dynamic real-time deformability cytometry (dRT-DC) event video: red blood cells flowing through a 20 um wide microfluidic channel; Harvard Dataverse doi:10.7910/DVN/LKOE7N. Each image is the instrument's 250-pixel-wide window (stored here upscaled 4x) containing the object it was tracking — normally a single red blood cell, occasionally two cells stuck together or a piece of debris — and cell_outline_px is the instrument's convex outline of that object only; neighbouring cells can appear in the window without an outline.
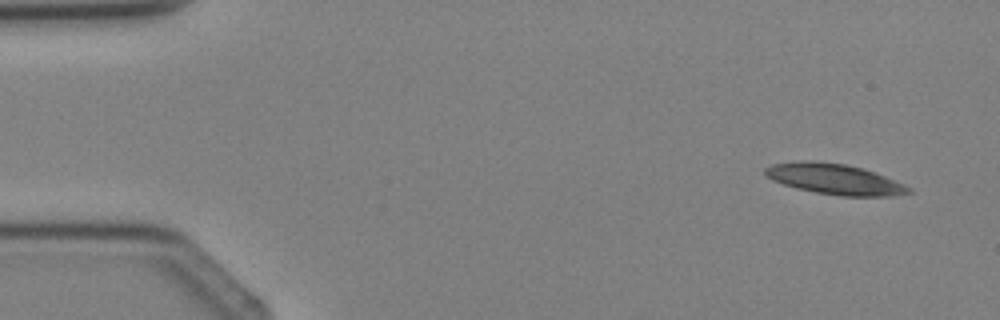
{"species": "Egyptian fruit bat (a non-hibernating species)", "species_latin": "Rousettus aegyptiacus", "temperature_condition": "cold", "stored_images_in_passage": 3, "camera_frame_rate_fps": 3000, "um_per_image_px": 0.085, "animal": {"sex": "female"}, "frame": {"image": 1, "passage_image": 1, "time_ms": 0.0, "image_size_px": [1000, 320], "cell_outline_px": [[912, 192], [892, 196], [840, 196], [816, 192], [796, 188], [772, 180], [764, 172], [764, 168], [772, 164], [800, 160], [808, 160], [844, 164], [864, 168], [904, 184], [912, 188]], "centroid_in_image_um": [70.94, 15.22], "position_along_channel_um": 14.1, "area_um2": 25.49}}